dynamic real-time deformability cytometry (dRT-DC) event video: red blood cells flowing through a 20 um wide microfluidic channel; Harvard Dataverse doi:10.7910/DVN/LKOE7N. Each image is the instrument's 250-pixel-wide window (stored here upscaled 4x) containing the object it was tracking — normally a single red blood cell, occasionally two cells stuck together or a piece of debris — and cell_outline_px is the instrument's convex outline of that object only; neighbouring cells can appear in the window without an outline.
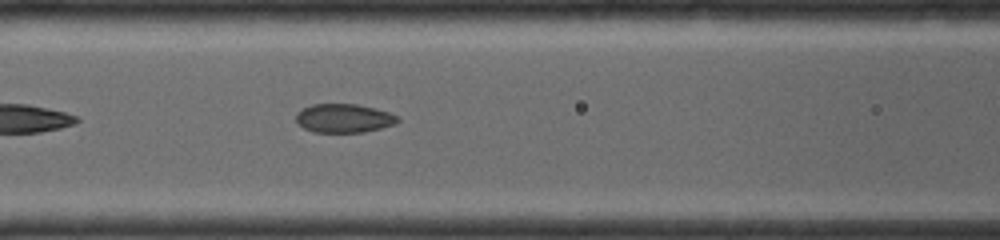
{"species": "common noctule bat (a hibernating species)", "species_latin": "Nyctalus noctula", "temperature_condition": "room temperature", "stored_images_in_passage": 13, "camera_frame_rate_fps": 4000, "um_per_image_px": 0.085, "animal": {"sex": "female", "body_mass_g": 19.0, "forearm_length_mm": 56.7}, "frame": {"image": 1, "passage_image": 4, "time_ms": 1.5, "image_size_px": [1000, 240], "cell_outline_px": [[400, 120], [392, 124], [380, 128], [364, 132], [312, 132], [296, 124], [296, 112], [312, 104], [356, 104], [376, 108], [388, 112], [396, 116]], "centroid_in_image_um": [29.17, 10.05], "position_along_channel_um": 137.4, "area_um2": 16.99}}
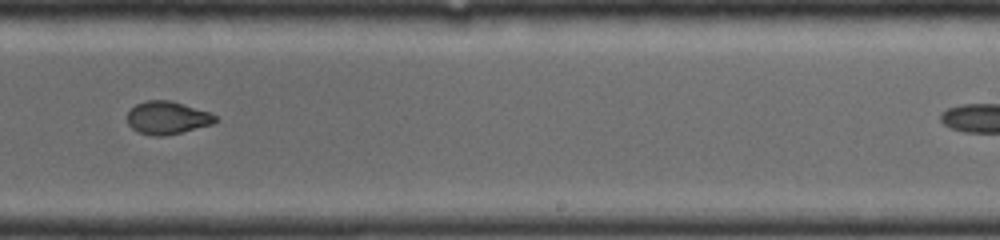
{"frame": {"image": 2, "passage_image": 10, "time_ms": 4.5, "image_size_px": [1000, 240], "cell_outline_px": [[220, 120], [212, 124], [164, 136], [152, 136], [136, 132], [128, 124], [128, 112], [136, 104], [148, 100], [172, 100], [212, 112]], "centroid_in_image_um": [14.25, 10.0], "position_along_channel_um": 274.8, "area_um2": 17.05}}
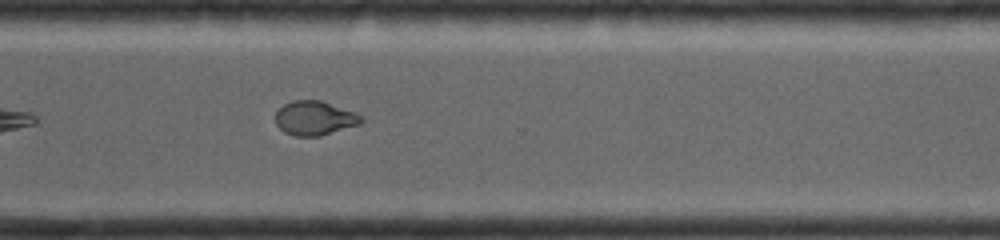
{"frame": {"image": 3, "passage_image": 13, "time_ms": 6.0, "image_size_px": [1000, 240], "cell_outline_px": [[364, 120], [360, 124], [320, 136], [296, 136], [284, 132], [276, 124], [276, 112], [284, 104], [292, 100], [320, 100], [356, 112]], "centroid_in_image_um": [26.75, 10.04], "position_along_channel_um": 343.9, "area_um2": 17.05}}